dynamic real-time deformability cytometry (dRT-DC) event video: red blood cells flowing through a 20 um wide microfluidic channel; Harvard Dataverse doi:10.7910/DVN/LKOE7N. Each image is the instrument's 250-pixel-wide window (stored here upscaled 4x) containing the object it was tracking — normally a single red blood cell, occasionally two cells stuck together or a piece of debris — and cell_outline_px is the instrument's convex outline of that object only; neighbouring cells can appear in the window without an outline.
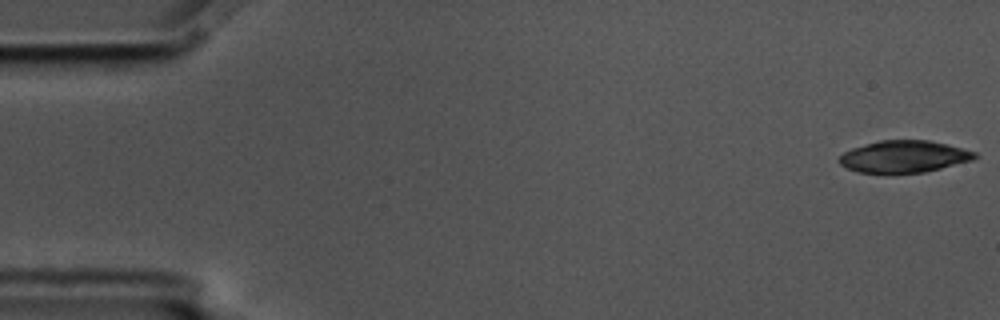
{"species": "common noctule bat (a hibernating species)", "species_latin": "Nyctalus noctula", "temperature_condition": "cold", "stored_images_in_passage": 12, "camera_frame_rate_fps": 3000, "um_per_image_px": 0.085, "animal": {"sex": "male", "body_mass_g": 17.5, "forearm_length_mm": 52.3}, "frame": {"image": 1, "passage_image": 1, "time_ms": 0.0, "image_size_px": [1000, 320], "cell_outline_px": [[980, 156], [972, 160], [924, 172], [860, 172], [848, 168], [840, 164], [836, 160], [844, 152], [852, 148], [880, 140], [928, 140], [976, 152]], "centroid_in_image_um": [76.83, 13.3], "position_along_channel_um": 8.2, "area_um2": 24.8}}